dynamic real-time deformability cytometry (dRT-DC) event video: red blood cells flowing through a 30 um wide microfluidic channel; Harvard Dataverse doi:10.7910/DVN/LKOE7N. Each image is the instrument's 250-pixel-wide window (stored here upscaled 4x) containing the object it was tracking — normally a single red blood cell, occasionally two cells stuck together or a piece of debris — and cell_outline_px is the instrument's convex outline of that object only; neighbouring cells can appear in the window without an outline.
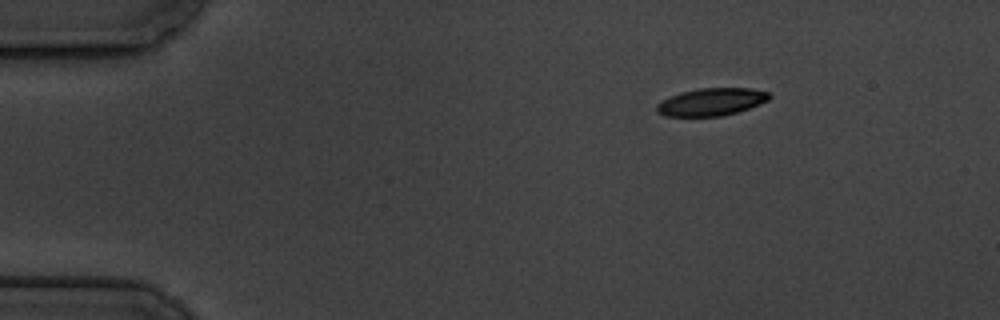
{"species": "common noctule bat (a hibernating species)", "species_latin": "Nyctalus noctula", "temperature_condition": "cold", "stored_images_in_passage": 8, "camera_frame_rate_fps": 3000, "um_per_image_px": 0.085, "animal": {"sex": "male", "body_mass_g": 19.5, "forearm_length_mm": 54.6}, "frame": {"image": 1, "passage_image": 1, "time_ms": 0.0, "image_size_px": [1000, 320], "cell_outline_px": [[772, 96], [768, 100], [760, 104], [724, 116], [664, 116], [656, 112], [656, 104], [680, 92], [700, 88], [752, 88], [768, 92]], "centroid_in_image_um": [60.47, 8.66], "position_along_channel_um": 24.5, "area_um2": 18.03}}
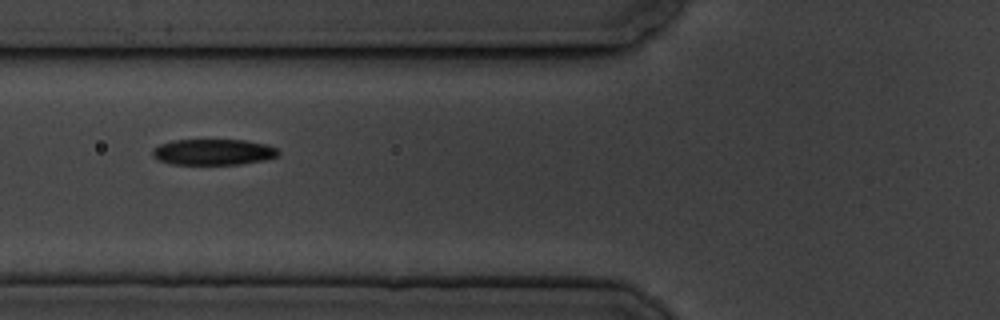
{"frame": {"image": 2, "passage_image": 5, "time_ms": 4.667, "image_size_px": [1000, 320], "cell_outline_px": [[280, 152], [276, 156], [264, 160], [240, 164], [172, 164], [156, 160], [152, 156], [152, 148], [160, 144], [172, 140], [244, 140], [264, 144], [276, 148]], "centroid_in_image_um": [18.07, 12.92], "position_along_channel_um": 107.7, "area_um2": 19.02}}
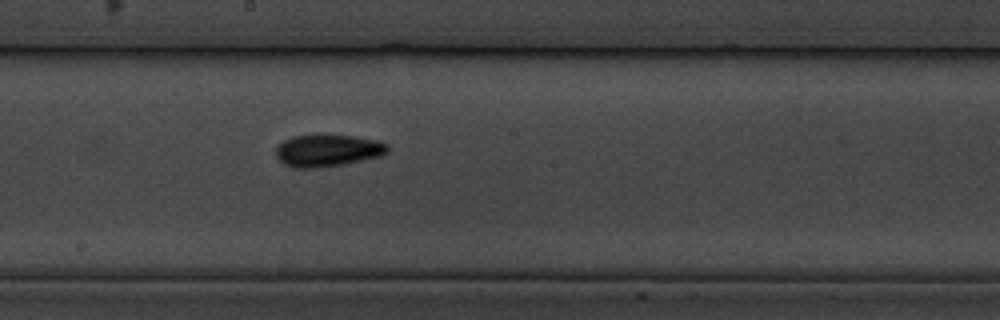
{"frame": {"image": 3, "passage_image": 8, "time_ms": 8.0, "image_size_px": [1000, 320], "cell_outline_px": [[388, 152], [380, 156], [344, 164], [312, 168], [296, 168], [284, 164], [276, 156], [276, 144], [292, 136], [352, 136], [376, 140], [388, 144]], "centroid_in_image_um": [27.83, 12.8], "position_along_channel_um": 220.4, "area_um2": 20.58}}